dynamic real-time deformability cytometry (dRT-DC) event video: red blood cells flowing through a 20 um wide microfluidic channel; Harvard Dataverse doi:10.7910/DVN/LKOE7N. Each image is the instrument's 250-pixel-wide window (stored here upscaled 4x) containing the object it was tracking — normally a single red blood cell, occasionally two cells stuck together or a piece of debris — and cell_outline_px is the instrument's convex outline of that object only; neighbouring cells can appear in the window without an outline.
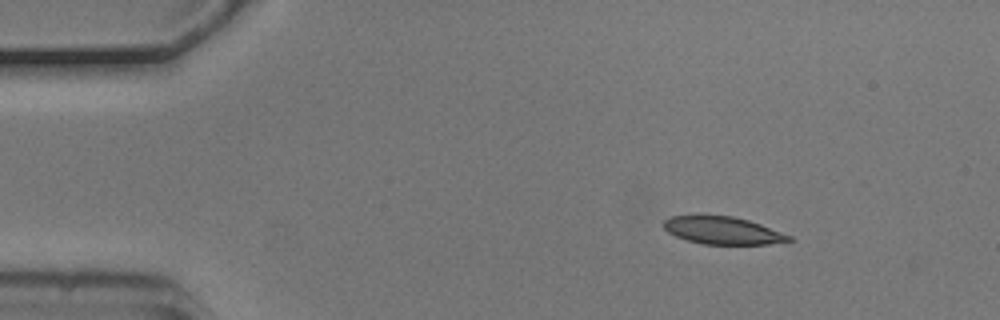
{"species": "common noctule bat (a hibernating species)", "species_latin": "Nyctalus noctula", "temperature_condition": "cold", "stored_images_in_passage": 4, "camera_frame_rate_fps": 3000, "um_per_image_px": 0.085, "animal": {"sex": "male", "body_mass_g": 20.5, "forearm_length_mm": 52.5}, "frame": {"image": 1, "passage_image": 1, "time_ms": 0.0, "image_size_px": [1000, 320], "cell_outline_px": [[796, 240], [768, 244], [704, 244], [688, 240], [676, 236], [668, 232], [664, 228], [664, 220], [672, 216], [732, 216], [748, 220], [760, 224], [792, 236]], "centroid_in_image_um": [61.47, 19.6], "position_along_channel_um": 23.5, "area_um2": 19.83}}